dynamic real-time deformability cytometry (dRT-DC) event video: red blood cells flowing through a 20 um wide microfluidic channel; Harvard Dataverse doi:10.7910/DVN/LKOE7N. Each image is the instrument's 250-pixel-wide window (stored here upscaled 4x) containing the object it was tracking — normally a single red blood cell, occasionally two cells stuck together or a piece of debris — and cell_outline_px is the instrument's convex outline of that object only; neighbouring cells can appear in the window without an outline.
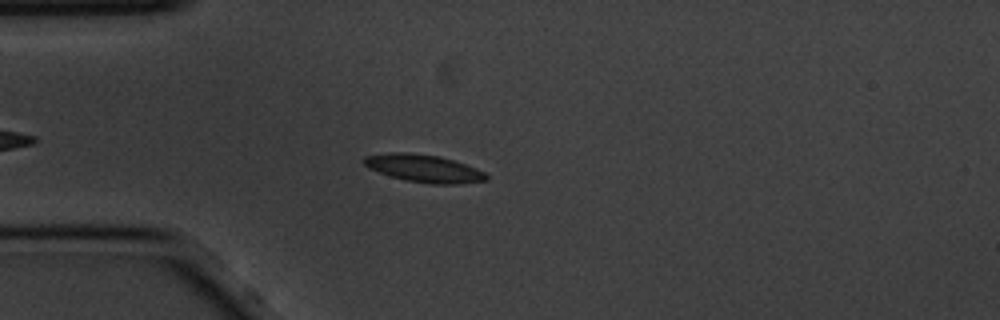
{"species": "common noctule bat (a hibernating species)", "species_latin": "Nyctalus noctula", "temperature_condition": "cold", "stored_images_in_passage": 52, "camera_frame_rate_fps": 3000, "um_per_image_px": 0.085, "animal": {"sex": "male", "body_mass_g": 20.1, "forearm_length_mm": 53.5}, "frame": {"image": 1, "passage_image": 9, "time_ms": 2.667, "image_size_px": [1000, 320], "cell_outline_px": [[488, 180], [460, 184], [432, 184], [404, 180], [368, 168], [360, 160], [364, 156], [392, 152], [408, 152], [440, 156], [476, 168], [484, 172], [488, 176]], "centroid_in_image_um": [36.01, 14.31], "position_along_channel_um": 49.0, "area_um2": 19.71}}
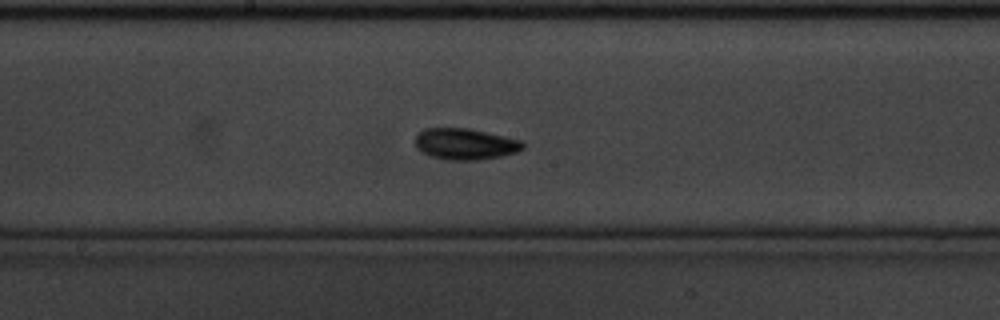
{"frame": {"image": 2, "passage_image": 24, "time_ms": 7.667, "image_size_px": [1000, 320], "cell_outline_px": [[524, 148], [516, 152], [500, 156], [480, 160], [448, 160], [432, 156], [416, 148], [416, 136], [424, 128], [468, 128], [504, 136], [520, 140], [524, 144]], "centroid_in_image_um": [39.54, 12.24], "position_along_channel_um": 208.7, "area_um2": 19.42}}
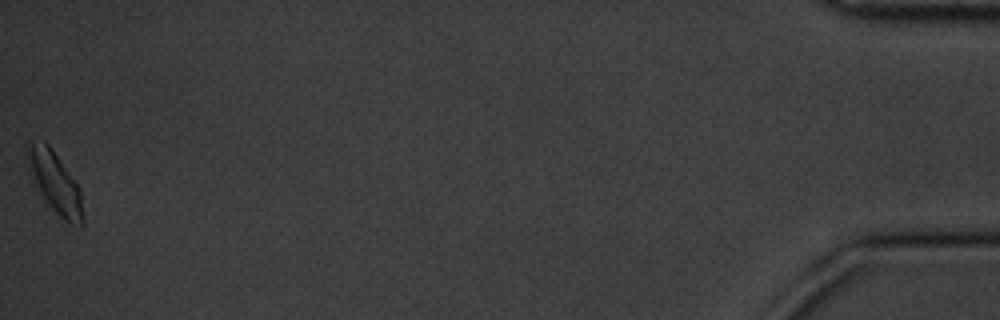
{"frame": {"image": 3, "passage_image": 52, "time_ms": 17.0, "image_size_px": [1000, 320], "cell_outline_px": [[84, 224], [80, 228], [68, 224], [44, 204], [40, 200], [32, 188], [28, 176], [24, 156], [24, 144], [28, 140], [44, 140], [52, 148], [80, 188], [84, 220]], "centroid_in_image_um": [4.54, 15.51], "position_along_channel_um": 430.7, "area_um2": 21.85}, "authors_computed_cell_mechanics": {"area_um2": 18.4093, "velocity_mm_per_s": 3.4066, "shape_relaxation_time_tau1_ms": null, "shape_relaxation_time_tau2_ms": 3.6934, "deformation_change_tau1": null, "deformation_change_tau2": 0.0859}}